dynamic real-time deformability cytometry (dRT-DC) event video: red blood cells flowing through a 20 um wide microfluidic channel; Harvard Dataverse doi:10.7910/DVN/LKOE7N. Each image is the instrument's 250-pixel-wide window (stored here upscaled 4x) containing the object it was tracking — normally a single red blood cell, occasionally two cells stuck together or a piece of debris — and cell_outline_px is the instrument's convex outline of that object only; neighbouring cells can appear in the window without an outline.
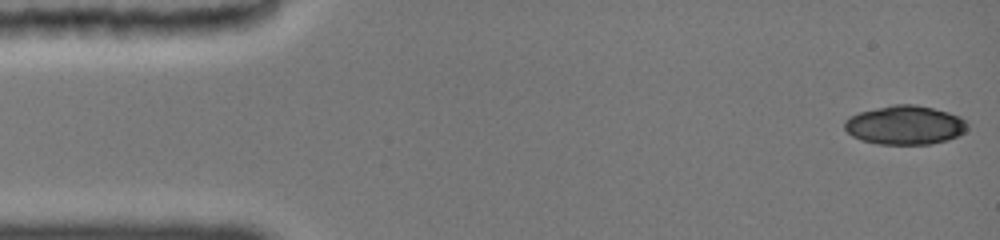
{"species": "common noctule bat (a hibernating species)", "species_latin": "Nyctalus noctula", "temperature_condition": "cold", "stored_images_in_passage": 40, "camera_frame_rate_fps": 3000, "um_per_image_px": 0.085, "animal": {"sex": "female", "body_mass_g": 19.0, "forearm_length_mm": 51.5}, "frame": {"image": 1, "passage_image": 1, "time_ms": 0.0, "image_size_px": [1000, 240], "cell_outline_px": [[968, 128], [964, 132], [948, 140], [928, 144], [880, 144], [864, 140], [852, 136], [844, 128], [844, 124], [852, 116], [860, 112], [892, 104], [916, 104], [948, 112], [960, 116], [968, 124]], "centroid_in_image_um": [76.96, 10.63], "position_along_channel_um": 8.0, "area_um2": 27.63}}